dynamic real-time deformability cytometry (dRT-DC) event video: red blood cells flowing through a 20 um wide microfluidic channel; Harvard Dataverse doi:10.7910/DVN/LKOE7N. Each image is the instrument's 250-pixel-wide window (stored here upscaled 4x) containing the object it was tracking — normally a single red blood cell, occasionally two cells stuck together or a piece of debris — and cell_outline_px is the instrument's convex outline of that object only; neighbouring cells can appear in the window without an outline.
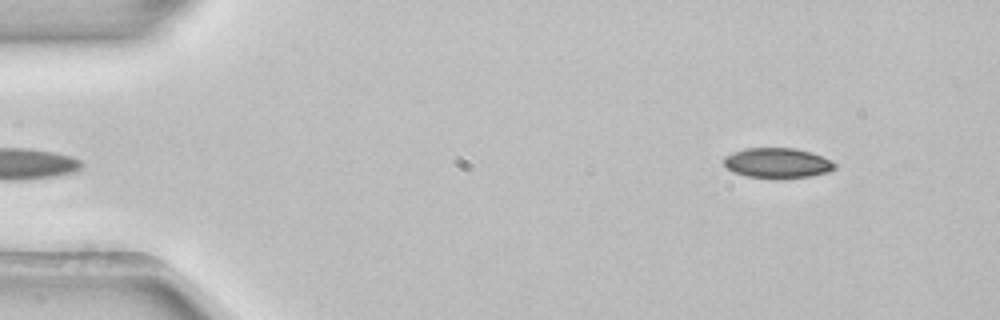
{"species": "common noctule bat (a hibernating species)", "species_latin": "Nyctalus noctula", "temperature_condition": "room temperature", "stored_images_in_passage": 5, "camera_frame_rate_fps": 3000, "um_per_image_px": 0.085, "animal": {"sex": "female", "body_mass_g": 22.7, "forearm_length_mm": 54.2}, "frame": {"image": 1, "passage_image": 5, "time_ms": 1.333, "image_size_px": [1000, 320], "cell_outline_px": [[836, 168], [828, 172], [812, 176], [748, 176], [732, 172], [724, 164], [724, 156], [744, 148], [796, 148], [812, 152], [832, 160], [836, 164]], "centroid_in_image_um": [66.1, 13.81], "position_along_channel_um": 18.9, "area_um2": 19.02}}